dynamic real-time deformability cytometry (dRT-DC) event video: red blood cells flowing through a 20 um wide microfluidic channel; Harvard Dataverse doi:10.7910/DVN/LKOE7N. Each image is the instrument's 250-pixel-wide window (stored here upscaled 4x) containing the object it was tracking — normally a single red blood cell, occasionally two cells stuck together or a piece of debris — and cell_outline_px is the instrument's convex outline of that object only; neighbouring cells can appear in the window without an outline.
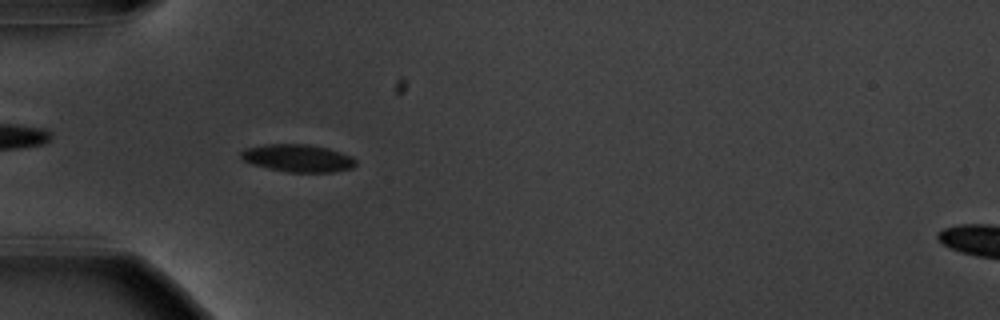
{"species": "common noctule bat (a hibernating species)", "species_latin": "Nyctalus noctula", "temperature_condition": "warm", "stored_images_in_passage": 44, "camera_frame_rate_fps": 3000, "um_per_image_px": 0.085, "animal": {"sex": "male", "body_mass_g": 20.1, "forearm_length_mm": 53.5}, "frame": {"image": 1, "passage_image": 11, "time_ms": 3.333, "image_size_px": [1000, 320], "cell_outline_px": [[356, 164], [352, 168], [332, 172], [288, 172], [268, 168], [252, 164], [244, 160], [240, 156], [240, 152], [244, 148], [264, 144], [308, 144], [328, 148], [352, 156], [356, 160]], "centroid_in_image_um": [25.31, 13.43], "position_along_channel_um": 59.7, "area_um2": 18.5}}
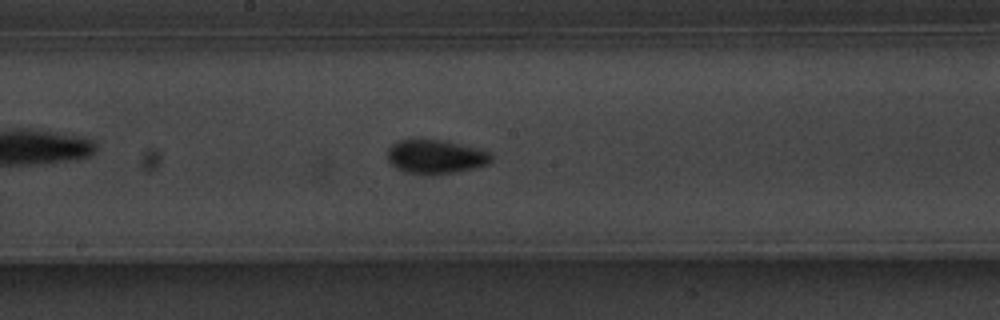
{"frame": {"image": 2, "passage_image": 24, "time_ms": 7.667, "image_size_px": [1000, 320], "cell_outline_px": [[492, 160], [488, 164], [456, 172], [432, 176], [428, 176], [404, 172], [396, 168], [388, 160], [388, 148], [396, 140], [444, 140], [492, 152]], "centroid_in_image_um": [37.02, 13.34], "position_along_channel_um": 211.2, "area_um2": 20.75}}
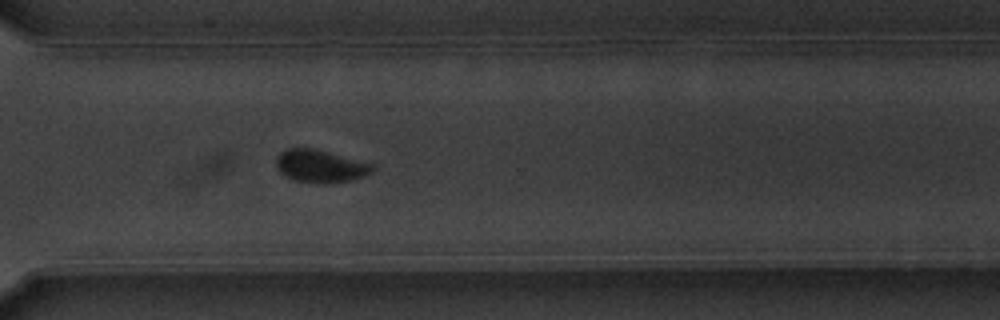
{"frame": {"image": 3, "passage_image": 35, "time_ms": 11.333, "image_size_px": [1000, 320], "cell_outline_px": [[376, 168], [372, 172], [364, 176], [348, 180], [328, 184], [296, 180], [284, 176], [276, 168], [276, 160], [280, 152], [288, 148], [312, 148], [376, 164]], "centroid_in_image_um": [27.25, 14.12], "position_along_channel_um": 343.4, "area_um2": 18.32}, "authors_computed_cell_mechanics": {"area_um2": 18.3804, "velocity_mm_per_s": 3.6099, "shape_relaxation_time_tau1_ms": 2.3507, "shape_relaxation_time_tau2_ms": 1.2181, "deformation_change_tau1": 0.104, "deformation_change_tau2": 0.0504}}